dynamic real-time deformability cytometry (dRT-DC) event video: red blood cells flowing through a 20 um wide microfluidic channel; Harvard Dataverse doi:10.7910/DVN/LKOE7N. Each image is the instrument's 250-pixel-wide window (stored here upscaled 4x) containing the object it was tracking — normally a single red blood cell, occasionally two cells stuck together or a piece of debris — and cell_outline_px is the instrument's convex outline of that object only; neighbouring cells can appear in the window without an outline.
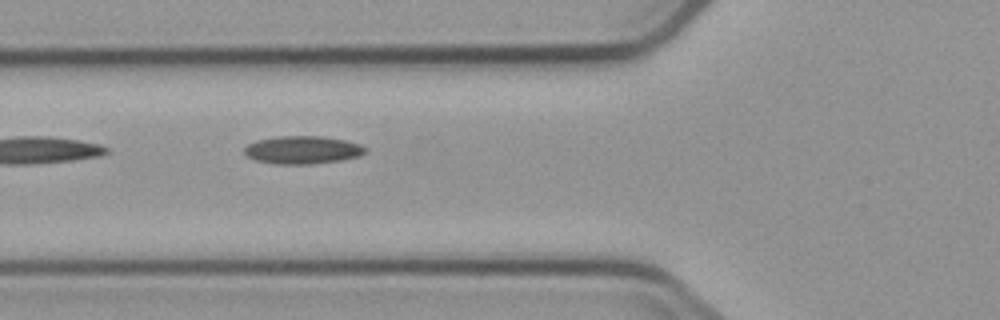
{"species": "common noctule bat (a hibernating species)", "species_latin": "Nyctalus noctula", "temperature_condition": "cold", "stored_images_in_passage": 2, "camera_frame_rate_fps": 3000, "um_per_image_px": 0.085, "animal": {"sex": "male", "body_mass_g": 23.1, "forearm_length_mm": 52.7}, "frame": {"image": 1, "passage_image": 2, "time_ms": 1.333, "image_size_px": [1000, 320], "cell_outline_px": [[368, 148], [360, 156], [340, 160], [312, 164], [272, 164], [256, 160], [248, 156], [244, 152], [244, 148], [248, 144], [256, 140], [280, 136], [320, 136], [344, 140], [360, 144]], "centroid_in_image_um": [25.71, 12.74], "position_along_channel_um": 100.1, "area_um2": 19.65}}